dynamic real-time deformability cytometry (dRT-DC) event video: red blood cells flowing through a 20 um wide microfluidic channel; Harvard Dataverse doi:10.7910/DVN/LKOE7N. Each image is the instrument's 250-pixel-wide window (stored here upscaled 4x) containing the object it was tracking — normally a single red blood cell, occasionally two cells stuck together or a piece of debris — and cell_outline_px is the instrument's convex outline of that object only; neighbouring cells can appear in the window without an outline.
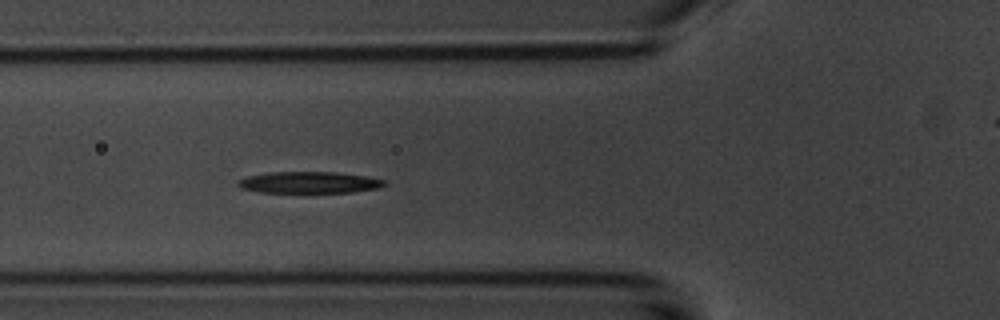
{"species": "common noctule bat (a hibernating species)", "species_latin": "Nyctalus noctula", "temperature_condition": "room temperature", "stored_images_in_passage": 6, "camera_frame_rate_fps": 3000, "um_per_image_px": 0.085, "animal": {"sex": "male", "body_mass_g": 20.1, "forearm_length_mm": 53.5}, "frame": {"image": 1, "passage_image": 5, "time_ms": 5.333, "image_size_px": [1000, 320], "cell_outline_px": [[388, 184], [380, 188], [352, 192], [260, 192], [240, 188], [236, 184], [236, 180], [248, 176], [268, 172], [336, 172], [368, 176], [384, 180]], "centroid_in_image_um": [26.28, 15.5], "position_along_channel_um": 99.5, "area_um2": 18.5}}